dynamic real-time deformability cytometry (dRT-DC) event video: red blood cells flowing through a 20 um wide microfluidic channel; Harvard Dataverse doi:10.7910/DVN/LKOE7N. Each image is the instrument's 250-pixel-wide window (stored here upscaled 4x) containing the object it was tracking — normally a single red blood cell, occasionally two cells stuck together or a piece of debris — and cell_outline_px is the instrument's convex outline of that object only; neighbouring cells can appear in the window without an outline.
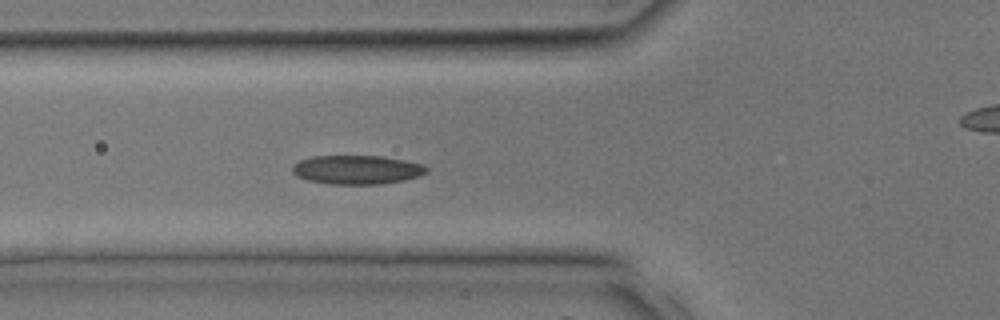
{"species": "common noctule bat (a hibernating species)", "species_latin": "Nyctalus noctula", "temperature_condition": "room temperature", "stored_images_in_passage": 25, "camera_frame_rate_fps": 3000, "um_per_image_px": 0.085, "animal": {"sex": "male", "body_mass_g": 17.9, "forearm_length_mm": 54.2}, "frame": {"image": 1, "passage_image": 4, "time_ms": 1.0, "image_size_px": [1000, 320], "cell_outline_px": [[428, 172], [420, 176], [404, 180], [380, 184], [328, 184], [308, 180], [296, 176], [292, 172], [292, 168], [300, 160], [312, 156], [380, 156], [404, 160], [424, 164], [428, 168]], "centroid_in_image_um": [30.36, 14.43], "position_along_channel_um": 95.4, "area_um2": 22.66}}
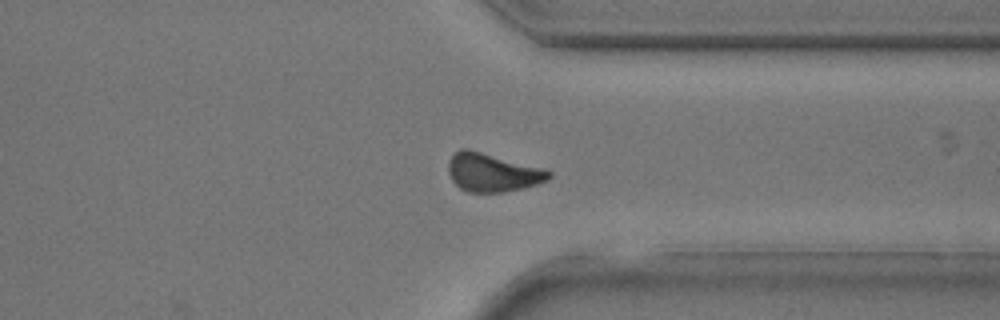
{"frame": {"image": 2, "passage_image": 17, "time_ms": 5.333, "image_size_px": [1000, 320], "cell_outline_px": [[552, 176], [548, 180], [524, 188], [504, 192], [468, 192], [460, 188], [452, 180], [448, 172], [448, 160], [460, 148], [468, 148], [544, 168], [552, 172]], "centroid_in_image_um": [41.87, 14.65], "position_along_channel_um": 369.5, "area_um2": 22.66}}
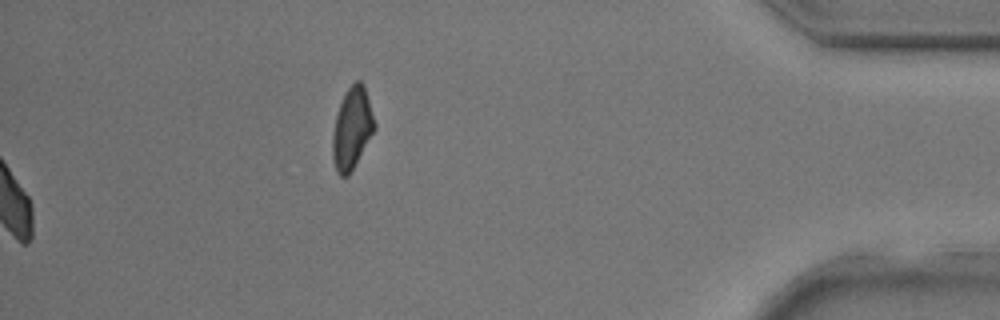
{"frame": {"image": 3, "passage_image": 25, "time_ms": 8.0, "image_size_px": [1000, 320], "cell_outline_px": [[376, 128], [348, 176], [340, 176], [336, 172], [332, 156], [332, 136], [336, 116], [340, 104], [348, 88], [356, 80], [360, 80], [364, 84], [376, 124]], "centroid_in_image_um": [29.92, 10.91], "position_along_channel_um": 405.3, "area_um2": 19.77}}